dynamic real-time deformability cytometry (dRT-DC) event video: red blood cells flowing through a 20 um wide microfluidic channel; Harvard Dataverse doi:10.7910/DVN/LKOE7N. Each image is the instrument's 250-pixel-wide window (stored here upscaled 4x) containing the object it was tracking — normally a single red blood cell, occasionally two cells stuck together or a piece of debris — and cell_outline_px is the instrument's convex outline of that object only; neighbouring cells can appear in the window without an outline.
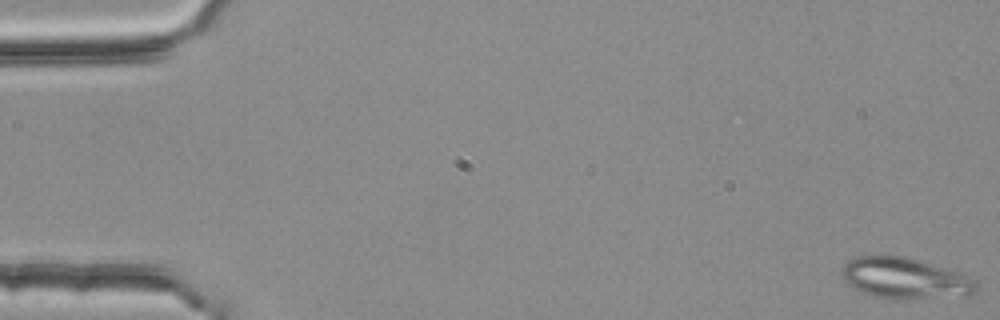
{"species": "common noctule bat (a hibernating species)", "species_latin": "Nyctalus noctula", "temperature_condition": "room temperature", "stored_images_in_passage": 3, "camera_frame_rate_fps": 3000, "um_per_image_px": 0.085, "animal": {"sex": "female", "body_mass_g": 25.1}, "frame": {"image": 1, "passage_image": 1, "time_ms": 0.0, "image_size_px": [1000, 320], "cell_outline_px": [[980, 288], [972, 296], [904, 300], [892, 300], [876, 296], [864, 292], [848, 284], [840, 276], [840, 272], [844, 264], [852, 256], [904, 256], [944, 268], [956, 272], [972, 280]], "centroid_in_image_um": [76.91, 23.68], "position_along_channel_um": 8.1, "area_um2": 32.31}}